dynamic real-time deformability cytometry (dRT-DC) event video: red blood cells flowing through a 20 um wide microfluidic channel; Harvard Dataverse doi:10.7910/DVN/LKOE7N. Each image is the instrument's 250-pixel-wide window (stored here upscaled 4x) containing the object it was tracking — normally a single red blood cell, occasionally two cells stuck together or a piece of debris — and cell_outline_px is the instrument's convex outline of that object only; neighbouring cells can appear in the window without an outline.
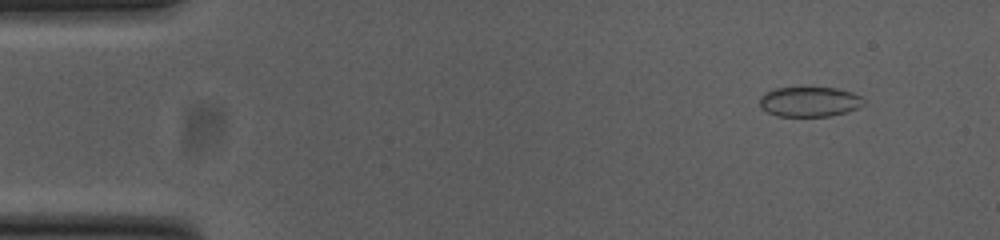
{"species": "common noctule bat (a hibernating species)", "species_latin": "Nyctalus noctula", "temperature_condition": "cold", "stored_images_in_passage": 53, "camera_frame_rate_fps": 3000, "um_per_image_px": 0.085, "animal": {"sex": "female", "body_mass_g": 23.0, "forearm_length_mm": 53.4}, "frame": {"image": 1, "passage_image": 5, "time_ms": 1.333, "image_size_px": [1000, 240], "cell_outline_px": [[864, 104], [848, 112], [828, 116], [776, 116], [768, 112], [760, 104], [760, 96], [776, 88], [836, 88], [852, 92], [864, 96]], "centroid_in_image_um": [68.86, 8.65], "position_along_channel_um": 16.1, "area_um2": 18.03}}
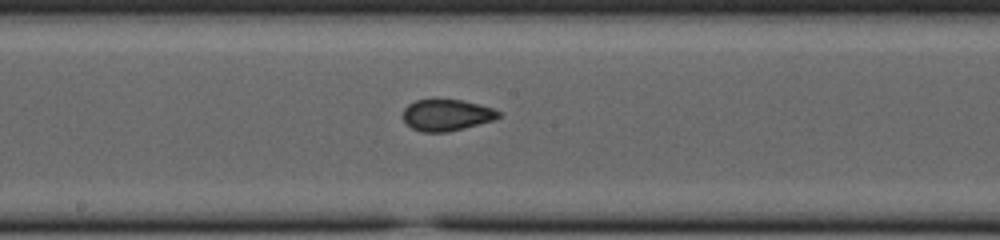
{"frame": {"image": 2, "passage_image": 28, "time_ms": 9.0, "image_size_px": [1000, 240], "cell_outline_px": [[500, 116], [492, 120], [464, 128], [448, 132], [420, 132], [412, 128], [404, 120], [404, 108], [408, 104], [416, 100], [432, 96], [460, 100], [492, 108], [500, 112]], "centroid_in_image_um": [37.9, 9.74], "position_along_channel_um": 210.3, "area_um2": 17.8}}
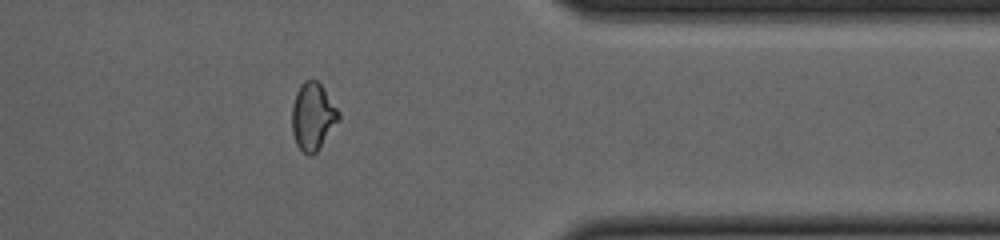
{"frame": {"image": 3, "passage_image": 43, "time_ms": 14.0, "image_size_px": [1000, 240], "cell_outline_px": [[340, 120], [316, 152], [312, 156], [308, 156], [296, 144], [292, 132], [292, 104], [296, 92], [300, 84], [304, 80], [316, 80], [324, 88], [340, 112]], "centroid_in_image_um": [26.59, 9.89], "position_along_channel_um": 384.8, "area_um2": 18.44}, "authors_computed_cell_mechanics": {"area_um2": 17.9758, "velocity_mm_per_s": 3.8117, "shape_relaxation_time_tau1_ms": 4.7898, "shape_relaxation_time_tau2_ms": 1.4853, "deformation_change_tau1": 0.0873, "deformation_change_tau2": 0.0491}}